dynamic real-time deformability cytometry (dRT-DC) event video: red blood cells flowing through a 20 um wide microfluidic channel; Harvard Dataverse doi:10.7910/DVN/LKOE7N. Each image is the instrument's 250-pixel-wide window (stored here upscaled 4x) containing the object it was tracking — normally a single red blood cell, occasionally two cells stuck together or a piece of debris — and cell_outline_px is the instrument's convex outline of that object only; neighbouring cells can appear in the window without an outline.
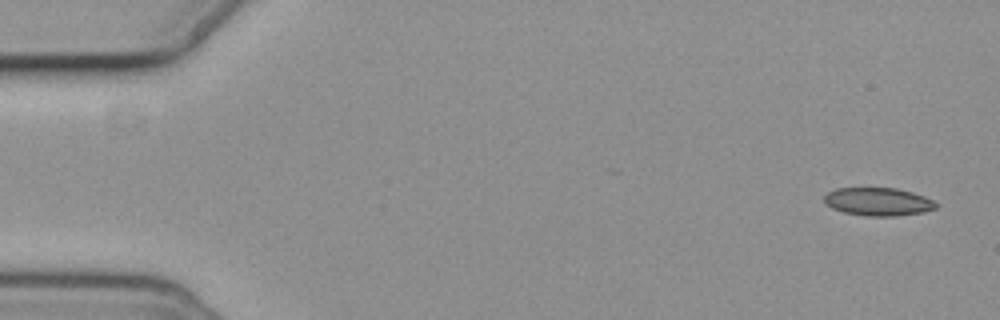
{"species": "common noctule bat (a hibernating species)", "species_latin": "Nyctalus noctula", "temperature_condition": "cold", "stored_images_in_passage": 8, "camera_frame_rate_fps": 3000, "um_per_image_px": 0.085, "animal": {"sex": "female", "body_mass_g": 19.3, "forearm_length_mm": 54.1}, "frame": {"image": 1, "passage_image": 1, "time_ms": 0.0, "image_size_px": [1000, 320], "cell_outline_px": [[940, 204], [936, 208], [924, 212], [896, 216], [868, 216], [844, 212], [832, 208], [824, 200], [824, 196], [828, 192], [836, 188], [896, 188], [912, 192], [924, 196]], "centroid_in_image_um": [74.68, 17.14], "position_along_channel_um": 10.3, "area_um2": 18.26}}
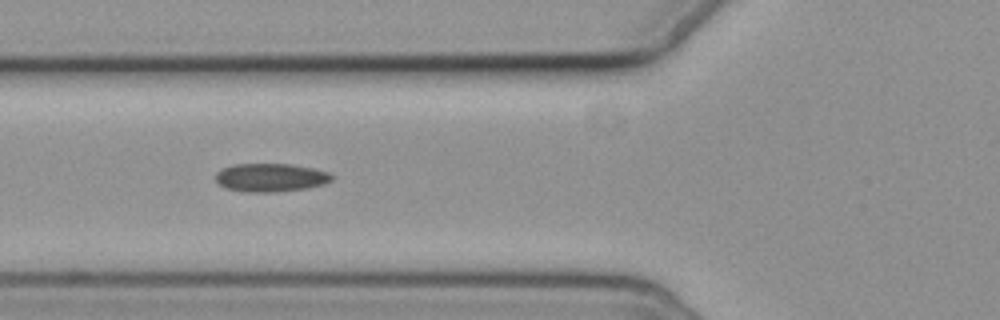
{"frame": {"image": 2, "passage_image": 5, "time_ms": 6.333, "image_size_px": [1000, 320], "cell_outline_px": [[332, 180], [324, 184], [308, 188], [276, 192], [248, 192], [224, 188], [216, 180], [216, 172], [220, 168], [232, 164], [292, 164], [312, 168], [328, 172], [332, 176]], "centroid_in_image_um": [22.98, 15.09], "position_along_channel_um": 102.8, "area_um2": 19.31}}
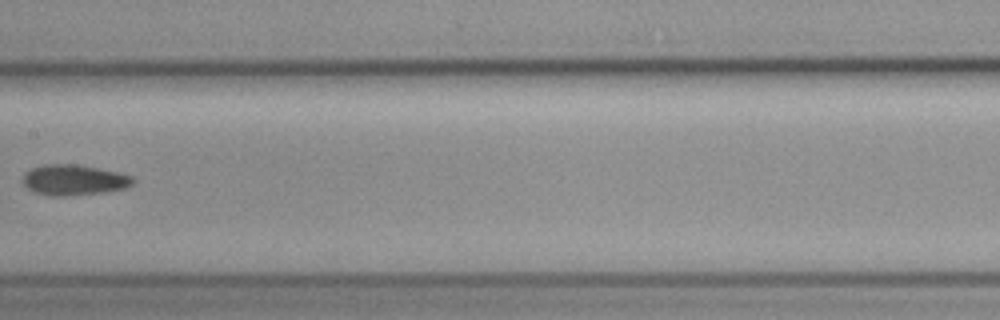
{"frame": {"image": 3, "passage_image": 7, "time_ms": 9.0, "image_size_px": [1000, 320], "cell_outline_px": [[136, 180], [132, 184], [124, 188], [104, 192], [64, 196], [48, 196], [36, 192], [28, 188], [24, 184], [24, 172], [32, 168], [44, 164], [76, 164], [120, 172], [132, 176]], "centroid_in_image_um": [6.3, 15.29], "position_along_channel_um": 201.1, "area_um2": 19.59}}